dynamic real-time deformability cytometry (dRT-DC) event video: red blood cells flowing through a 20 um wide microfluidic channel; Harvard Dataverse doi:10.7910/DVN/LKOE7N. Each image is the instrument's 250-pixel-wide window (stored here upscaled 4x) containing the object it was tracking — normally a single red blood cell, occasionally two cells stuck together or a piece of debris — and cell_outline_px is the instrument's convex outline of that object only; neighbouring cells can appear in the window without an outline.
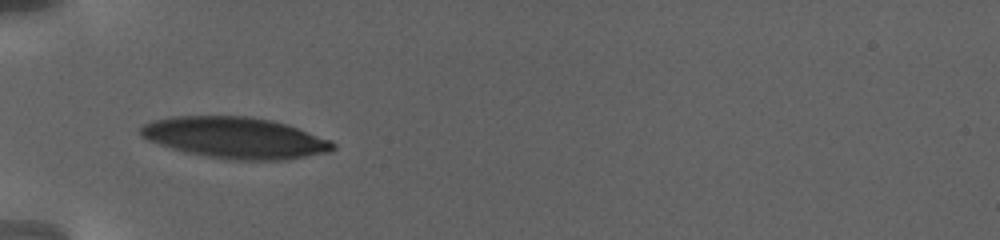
{"species": "human", "species_latin": "Homo sapiens", "temperature_condition": "warm", "stored_images_in_passage": 22, "camera_frame_rate_fps": 3000, "um_per_image_px": 0.085, "donor": {"sex": "female"}, "frame": {"image": 1, "passage_image": 1, "time_ms": 0.0, "image_size_px": [1000, 240], "cell_outline_px": [[336, 148], [328, 152], [288, 160], [232, 160], [208, 156], [188, 152], [172, 148], [148, 140], [140, 136], [140, 128], [144, 124], [156, 120], [172, 116], [244, 116], [272, 120], [332, 140], [336, 144]], "centroid_in_image_um": [20.02, 11.71], "position_along_channel_um": 65.0, "area_um2": 45.89}}
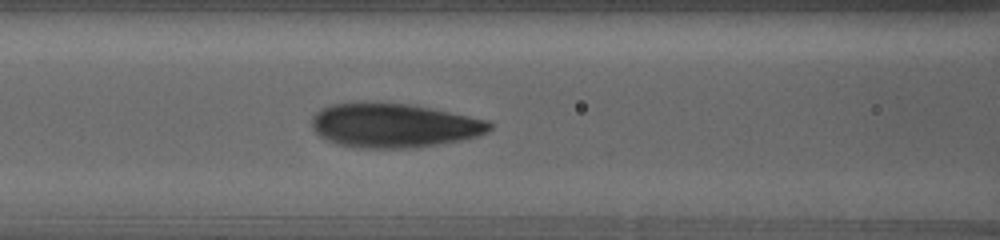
{"frame": {"image": 2, "passage_image": 12, "time_ms": 2.667, "image_size_px": [1000, 240], "cell_outline_px": [[492, 128], [488, 132], [476, 136], [460, 140], [416, 148], [352, 148], [328, 140], [320, 136], [312, 128], [312, 116], [316, 112], [332, 104], [408, 104], [488, 120], [492, 124]], "centroid_in_image_um": [33.49, 10.7], "position_along_channel_um": 133.1, "area_um2": 44.97}}
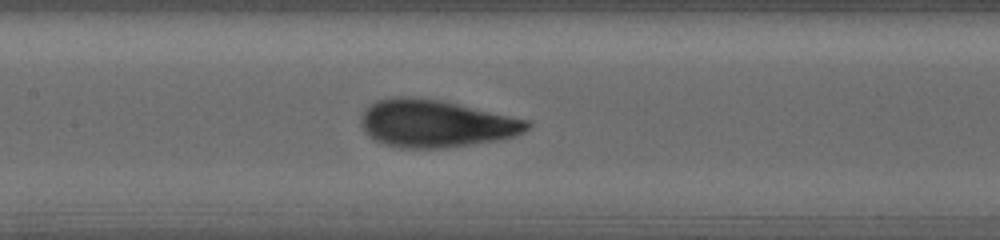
{"frame": {"image": 3, "passage_image": 18, "time_ms": 4.0, "image_size_px": [1000, 240], "cell_outline_px": [[532, 124], [524, 132], [516, 136], [496, 140], [444, 148], [400, 148], [380, 144], [368, 136], [364, 132], [360, 124], [360, 120], [364, 108], [376, 100], [396, 96], [408, 96], [440, 100], [528, 120]], "centroid_in_image_um": [36.96, 10.5], "position_along_channel_um": 170.4, "area_um2": 46.12}}